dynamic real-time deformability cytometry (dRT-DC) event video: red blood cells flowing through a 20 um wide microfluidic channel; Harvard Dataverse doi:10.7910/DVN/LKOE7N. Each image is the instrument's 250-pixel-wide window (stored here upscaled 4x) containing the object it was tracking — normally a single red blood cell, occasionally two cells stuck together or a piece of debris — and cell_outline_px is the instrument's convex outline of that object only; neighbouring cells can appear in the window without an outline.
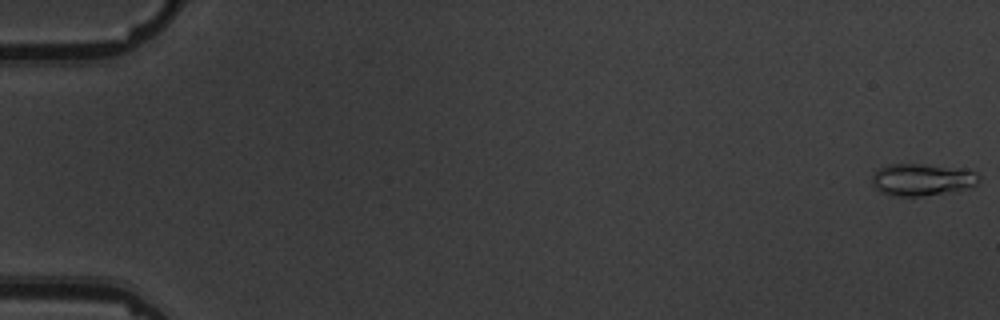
{"species": "common noctule bat (a hibernating species)", "species_latin": "Nyctalus noctula", "temperature_condition": "warm", "stored_images_in_passage": 6, "camera_frame_rate_fps": 3000, "um_per_image_px": 0.085, "animal": {"sex": "male", "body_mass_g": 19.5, "forearm_length_mm": 54.6}, "frame": {"image": 1, "passage_image": 1, "time_ms": 0.0, "image_size_px": [1000, 320], "cell_outline_px": [[980, 180], [972, 188], [956, 192], [924, 196], [888, 196], [880, 192], [872, 184], [872, 172], [888, 164], [924, 164], [972, 172], [980, 176]], "centroid_in_image_um": [78.33, 15.31], "position_along_channel_um": 6.7, "area_um2": 20.11}}
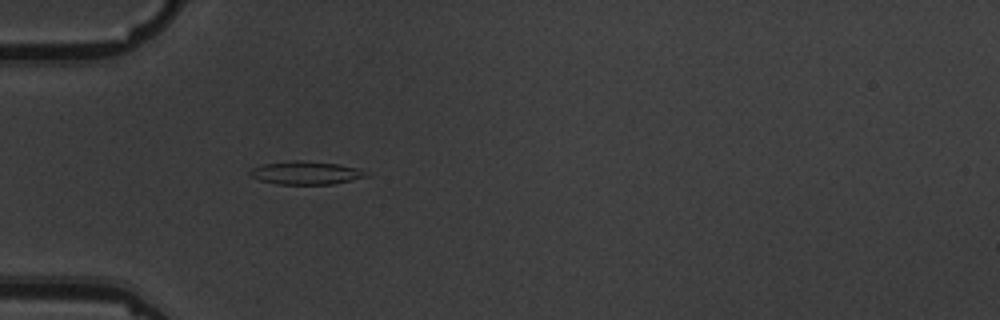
{"frame": {"image": 2, "passage_image": 6, "time_ms": 6.0, "image_size_px": [1000, 320], "cell_outline_px": [[368, 176], [332, 184], [276, 184], [260, 180], [248, 176], [248, 172], [252, 168], [264, 164], [292, 160], [296, 160], [336, 164], [360, 168]], "centroid_in_image_um": [25.93, 14.69], "position_along_channel_um": 59.1, "area_um2": 15.49}}